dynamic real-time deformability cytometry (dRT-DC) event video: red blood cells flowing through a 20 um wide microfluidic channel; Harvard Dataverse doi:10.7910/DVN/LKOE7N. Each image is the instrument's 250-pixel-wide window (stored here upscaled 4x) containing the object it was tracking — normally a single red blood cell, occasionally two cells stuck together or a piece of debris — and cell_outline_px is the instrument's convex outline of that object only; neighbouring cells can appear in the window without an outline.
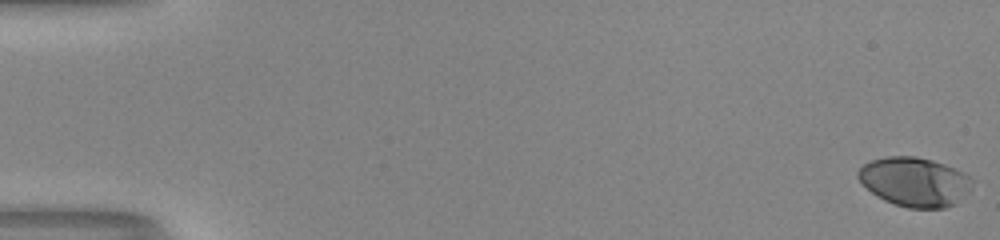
{"species": "human", "species_latin": "Homo sapiens", "temperature_condition": "room temperature", "stored_images_in_passage": 54, "camera_frame_rate_fps": 3000, "um_per_image_px": 0.085, "donor": {"sex": "male"}, "frame": {"image": 1, "passage_image": 1, "time_ms": 0.0, "image_size_px": [1000, 240], "cell_outline_px": [[972, 188], [956, 204], [944, 208], [908, 208], [884, 200], [872, 192], [856, 176], [856, 172], [864, 164], [872, 160], [884, 156], [916, 156], [932, 160], [956, 168], [964, 172], [972, 180]], "centroid_in_image_um": [77.77, 15.44], "position_along_channel_um": 7.2, "area_um2": 32.71}}
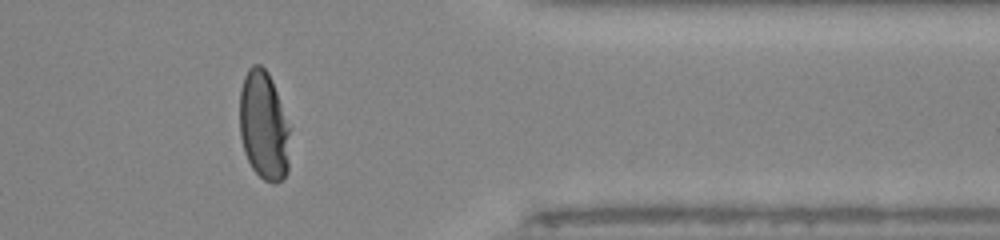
{"frame": {"image": 2, "passage_image": 45, "time_ms": 14.667, "image_size_px": [1000, 240], "cell_outline_px": [[292, 128], [288, 172], [276, 184], [272, 184], [264, 180], [252, 168], [244, 152], [240, 136], [240, 88], [244, 76], [248, 68], [252, 64], [260, 64], [268, 72], [272, 80]], "centroid_in_image_um": [22.46, 10.69], "position_along_channel_um": 388.9, "area_um2": 32.89}}
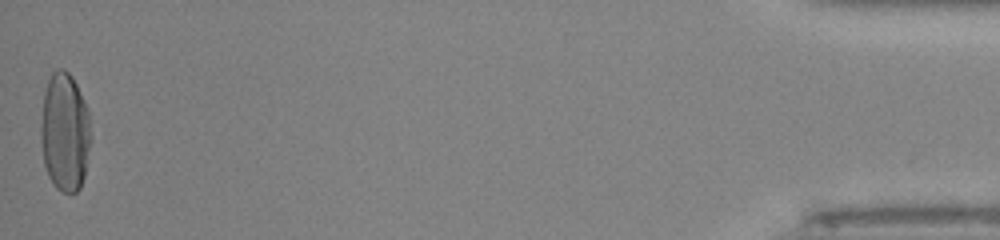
{"frame": {"image": 3, "passage_image": 54, "time_ms": 17.667, "image_size_px": [1000, 240], "cell_outline_px": [[92, 136], [84, 176], [80, 188], [76, 192], [60, 192], [52, 184], [48, 176], [44, 164], [40, 140], [40, 124], [44, 92], [48, 80], [52, 72], [60, 68], [64, 68], [72, 76], [76, 84], [88, 112]], "centroid_in_image_um": [5.5, 11.25], "position_along_channel_um": 429.7, "area_um2": 34.97}, "authors_computed_cell_mechanics": {"area_um2": 33.0038, "velocity_mm_per_s": 3.9942, "shape_relaxation_time_tau1_ms": 6.9523, "shape_relaxation_time_tau2_ms": null, "deformation_change_tau1": 0.2453, "deformation_change_tau2": null}}